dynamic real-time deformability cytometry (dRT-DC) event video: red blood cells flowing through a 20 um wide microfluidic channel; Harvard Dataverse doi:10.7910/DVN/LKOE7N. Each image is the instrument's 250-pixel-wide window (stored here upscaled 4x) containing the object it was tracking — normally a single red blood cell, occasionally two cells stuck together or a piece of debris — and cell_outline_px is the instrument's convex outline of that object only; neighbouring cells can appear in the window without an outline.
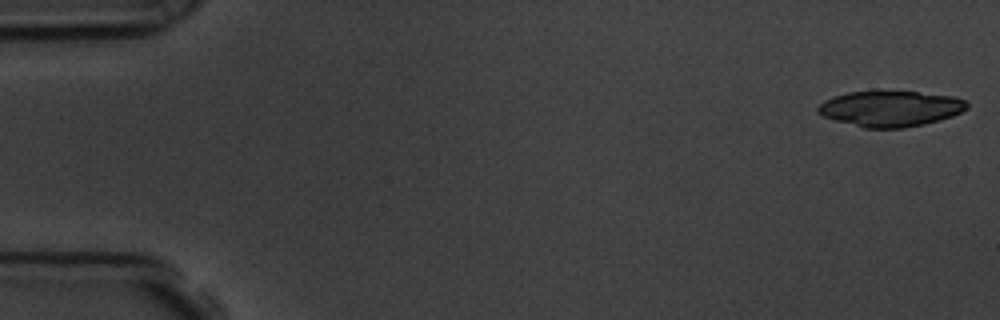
{"species": "common noctule bat (a hibernating species)", "species_latin": "Nyctalus noctula", "temperature_condition": "room temperature", "stored_images_in_passage": 55, "camera_frame_rate_fps": 3000, "um_per_image_px": 0.085, "animal": {"sex": "male", "body_mass_g": 19.5, "forearm_length_mm": 54.6}, "frame": {"image": 1, "passage_image": 1, "time_ms": 0.0, "image_size_px": [1000, 320], "cell_outline_px": [[968, 108], [952, 116], [924, 124], [904, 128], [864, 128], [820, 116], [816, 112], [816, 108], [824, 100], [848, 92], [916, 92], [952, 96], [964, 100], [968, 104]], "centroid_in_image_um": [75.65, 9.25], "position_along_channel_um": 9.4, "area_um2": 30.75}}
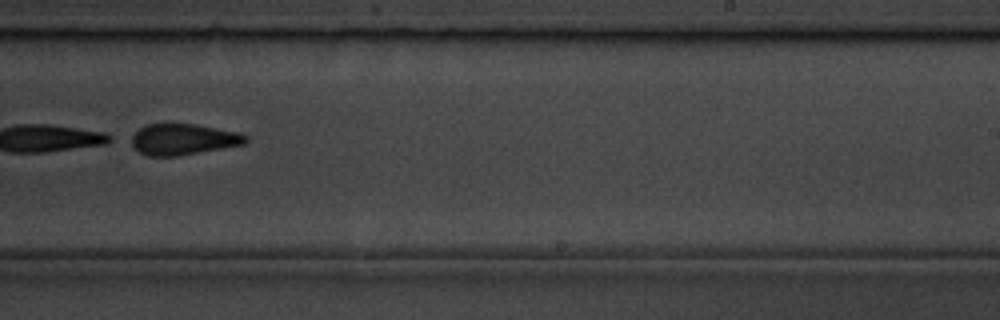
{"frame": {"image": 2, "passage_image": 35, "time_ms": 11.333, "image_size_px": [1000, 320], "cell_outline_px": [[248, 140], [244, 144], [176, 156], [148, 156], [132, 148], [124, 140], [128, 136], [140, 128], [148, 124], [192, 124], [240, 132], [248, 136]], "centroid_in_image_um": [15.46, 11.84], "position_along_channel_um": 273.5, "area_um2": 20.98}}